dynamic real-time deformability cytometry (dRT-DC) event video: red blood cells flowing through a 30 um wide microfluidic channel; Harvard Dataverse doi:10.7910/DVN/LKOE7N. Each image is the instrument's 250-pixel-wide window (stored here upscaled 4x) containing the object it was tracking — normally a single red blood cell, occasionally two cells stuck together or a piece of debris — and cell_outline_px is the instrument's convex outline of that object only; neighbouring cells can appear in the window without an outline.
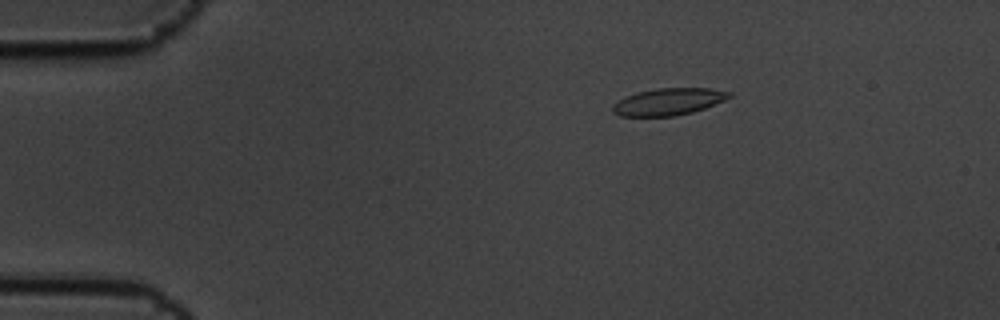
{"species": "common noctule bat (a hibernating species)", "species_latin": "Nyctalus noctula", "temperature_condition": "cold", "stored_images_in_passage": 13, "camera_frame_rate_fps": 3000, "um_per_image_px": 0.085, "animal": {"sex": "male", "body_mass_g": 19.5, "forearm_length_mm": 54.6}, "frame": {"image": 1, "passage_image": 3, "time_ms": 0.667, "image_size_px": [1000, 320], "cell_outline_px": [[732, 96], [724, 100], [704, 108], [692, 112], [676, 116], [620, 116], [612, 112], [612, 104], [624, 96], [636, 92], [656, 88], [708, 88], [732, 92]], "centroid_in_image_um": [56.78, 8.64], "position_along_channel_um": 28.2, "area_um2": 18.44}}
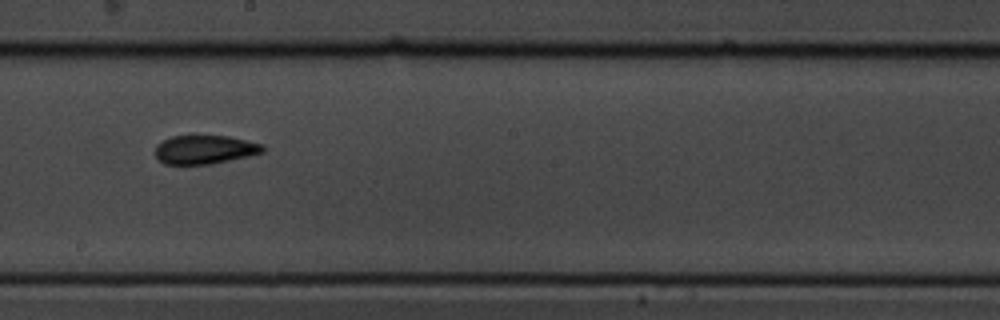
{"frame": {"image": 2, "passage_image": 9, "time_ms": 2.667, "image_size_px": [1000, 320], "cell_outline_px": [[264, 152], [248, 156], [212, 164], [164, 164], [156, 156], [156, 144], [172, 136], [192, 132], [196, 132], [228, 136], [264, 144]], "centroid_in_image_um": [17.39, 12.65], "position_along_channel_um": 230.8, "area_um2": 18.79}}
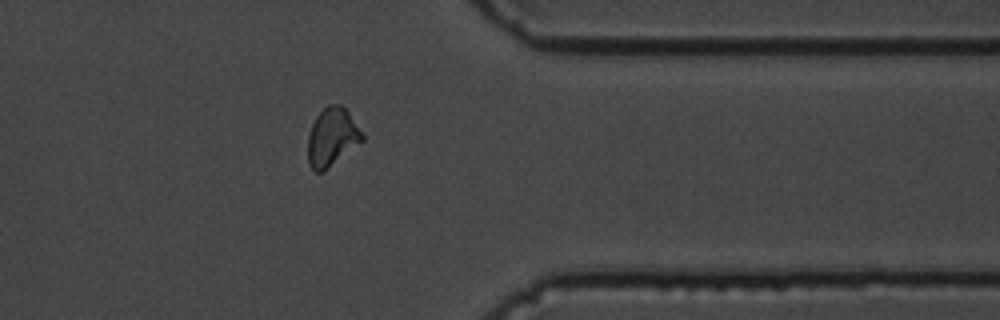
{"frame": {"image": 3, "passage_image": 13, "time_ms": 4.0, "image_size_px": [1000, 320], "cell_outline_px": [[364, 140], [320, 172], [316, 172], [308, 164], [308, 136], [312, 124], [316, 116], [328, 104], [340, 104], [348, 112], [364, 136]], "centroid_in_image_um": [28.2, 11.62], "position_along_channel_um": 383.2, "area_um2": 17.92}}